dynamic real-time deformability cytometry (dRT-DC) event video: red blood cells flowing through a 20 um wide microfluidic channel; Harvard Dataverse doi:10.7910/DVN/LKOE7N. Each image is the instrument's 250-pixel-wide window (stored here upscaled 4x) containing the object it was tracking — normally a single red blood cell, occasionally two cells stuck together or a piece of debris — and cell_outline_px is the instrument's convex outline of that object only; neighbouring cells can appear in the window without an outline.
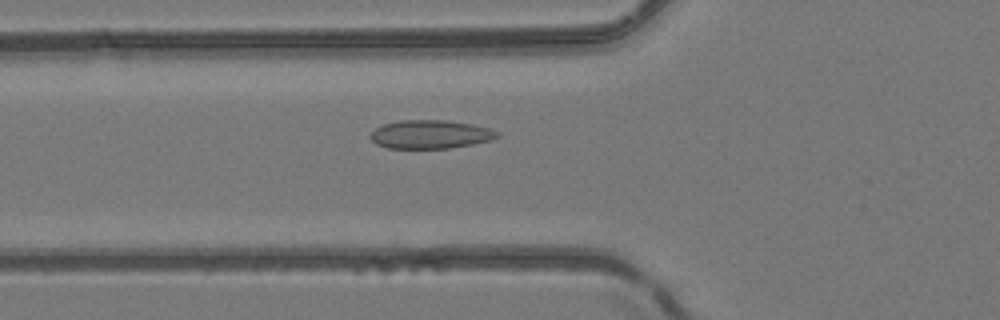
{"species": "common noctule bat (a hibernating species)", "species_latin": "Nyctalus noctula", "temperature_condition": "room temperature", "stored_images_in_passage": 51, "camera_frame_rate_fps": 3000, "um_per_image_px": 0.085, "animal": {"sex": "female", "body_mass_g": 24.6, "forearm_length_mm": 56.2}, "frame": {"image": 1, "passage_image": 19, "time_ms": 6.0, "image_size_px": [1000, 320], "cell_outline_px": [[500, 136], [492, 140], [472, 144], [448, 148], [388, 148], [376, 144], [368, 136], [376, 128], [384, 124], [400, 120], [444, 120], [472, 124], [488, 128], [500, 132]], "centroid_in_image_um": [36.59, 11.42], "position_along_channel_um": 89.2, "area_um2": 21.04}}
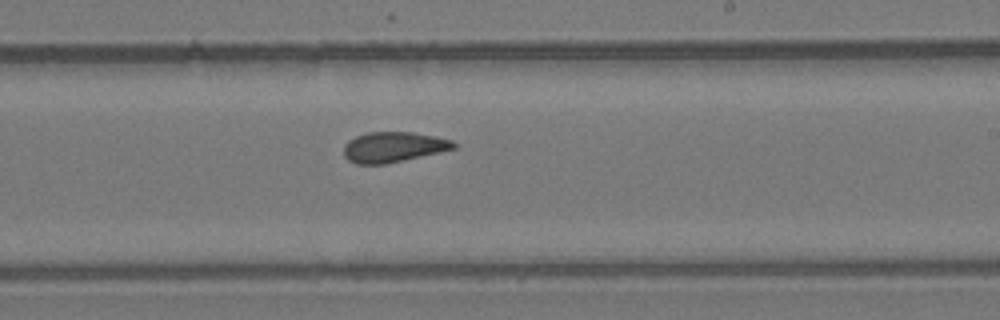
{"frame": {"image": 2, "passage_image": 31, "time_ms": 10.0, "image_size_px": [1000, 320], "cell_outline_px": [[456, 148], [440, 152], [384, 164], [356, 164], [348, 160], [344, 156], [344, 144], [348, 140], [356, 136], [368, 132], [412, 132], [452, 140], [456, 144]], "centroid_in_image_um": [33.4, 12.5], "position_along_channel_um": 255.6, "area_um2": 19.31}}
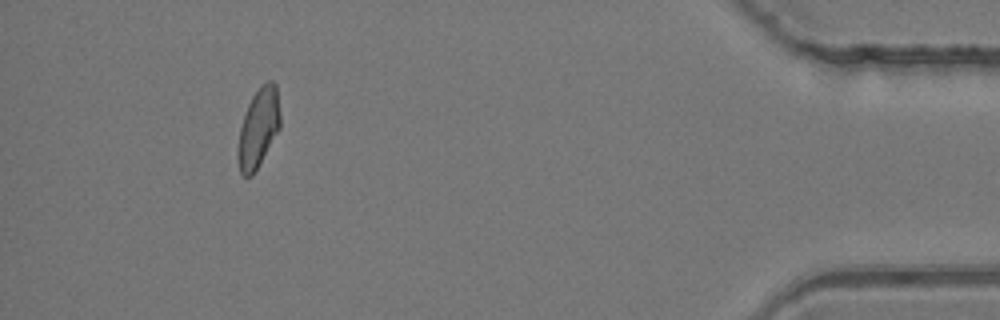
{"frame": {"image": 3, "passage_image": 47, "time_ms": 15.333, "image_size_px": [1000, 320], "cell_outline_px": [[280, 128], [252, 176], [244, 176], [240, 172], [236, 156], [236, 152], [240, 128], [248, 104], [252, 96], [260, 84], [268, 80], [272, 80], [276, 84], [280, 116]], "centroid_in_image_um": [21.95, 10.86], "position_along_channel_um": 413.3, "area_um2": 19.54}, "authors_computed_cell_mechanics": {"area_um2": 19.9988, "velocity_mm_per_s": 4.1423, "shape_relaxation_time_tau1_ms": null, "shape_relaxation_time_tau2_ms": 2.2968, "deformation_change_tau1": null, "deformation_change_tau2": 0.059}}